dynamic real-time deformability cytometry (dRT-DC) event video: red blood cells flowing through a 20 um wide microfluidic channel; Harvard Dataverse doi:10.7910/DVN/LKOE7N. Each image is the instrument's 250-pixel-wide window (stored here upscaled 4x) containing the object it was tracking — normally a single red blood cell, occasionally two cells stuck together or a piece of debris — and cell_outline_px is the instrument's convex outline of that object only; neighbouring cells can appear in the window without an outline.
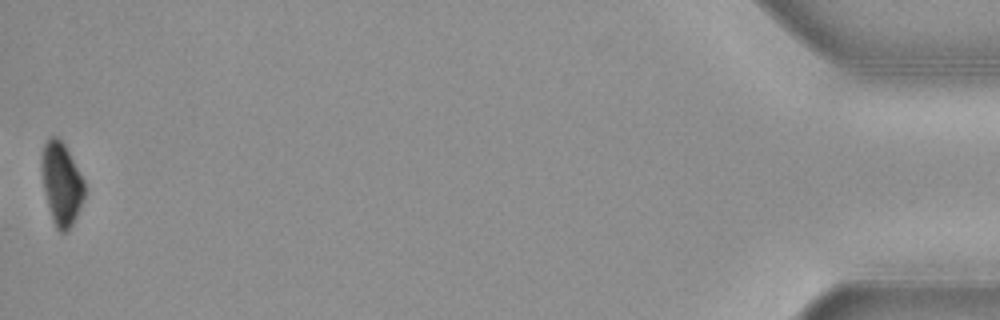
{"species": "common noctule bat (a hibernating species)", "species_latin": "Nyctalus noctula", "temperature_condition": "cold", "stored_images_in_passage": 41, "camera_frame_rate_fps": 3000, "um_per_image_px": 0.085, "animal": {"sex": "female", "body_mass_g": 19.3, "forearm_length_mm": 54.1}, "frame": {"image": 1, "passage_image": 41, "time_ms": 13.333, "image_size_px": [1000, 320], "cell_outline_px": [[84, 196], [76, 216], [68, 232], [60, 232], [56, 228], [52, 220], [44, 188], [44, 144], [52, 136], [56, 136], [64, 144], [84, 180]], "centroid_in_image_um": [5.26, 15.67], "position_along_channel_um": 429.9, "area_um2": 19.65}, "authors_computed_cell_mechanics": {"area_um2": 25.9522, "velocity_mm_per_s": 3.6729, "shape_relaxation_time_tau1_ms": 3.053, "shape_relaxation_time_tau2_ms": null, "deformation_change_tau1": 0.0871, "deformation_change_tau2": null}}